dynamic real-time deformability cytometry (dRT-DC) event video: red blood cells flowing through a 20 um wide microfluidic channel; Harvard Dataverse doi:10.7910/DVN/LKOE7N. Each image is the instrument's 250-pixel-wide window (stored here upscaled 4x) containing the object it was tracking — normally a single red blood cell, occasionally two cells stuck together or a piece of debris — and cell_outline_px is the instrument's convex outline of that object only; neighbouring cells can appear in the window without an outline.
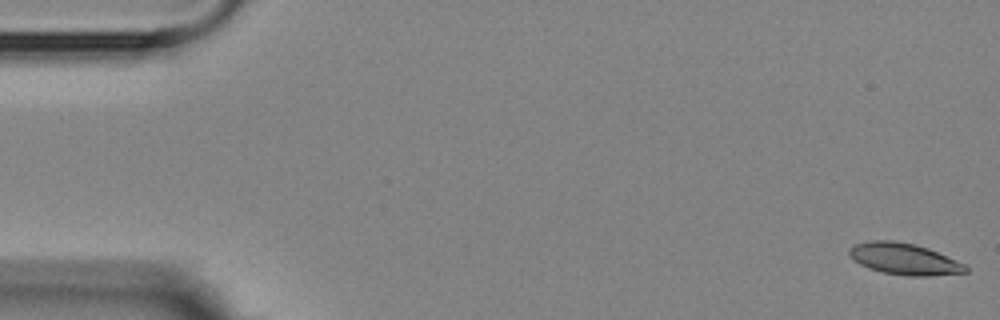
{"species": "Egyptian fruit bat (a non-hibernating species)", "species_latin": "Rousettus aegyptiacus", "temperature_condition": "room temperature", "stored_images_in_passage": 5, "camera_frame_rate_fps": 3000, "um_per_image_px": 0.085, "animal": {"sex": "female"}, "frame": {"image": 1, "passage_image": 1, "time_ms": 0.0, "image_size_px": [1000, 320], "cell_outline_px": [[968, 272], [928, 276], [908, 276], [884, 272], [868, 268], [860, 264], [848, 252], [848, 248], [856, 244], [872, 240], [892, 240], [916, 244], [928, 248], [964, 264], [968, 268]], "centroid_in_image_um": [76.86, 22.0], "position_along_channel_um": 8.1, "area_um2": 21.1}}